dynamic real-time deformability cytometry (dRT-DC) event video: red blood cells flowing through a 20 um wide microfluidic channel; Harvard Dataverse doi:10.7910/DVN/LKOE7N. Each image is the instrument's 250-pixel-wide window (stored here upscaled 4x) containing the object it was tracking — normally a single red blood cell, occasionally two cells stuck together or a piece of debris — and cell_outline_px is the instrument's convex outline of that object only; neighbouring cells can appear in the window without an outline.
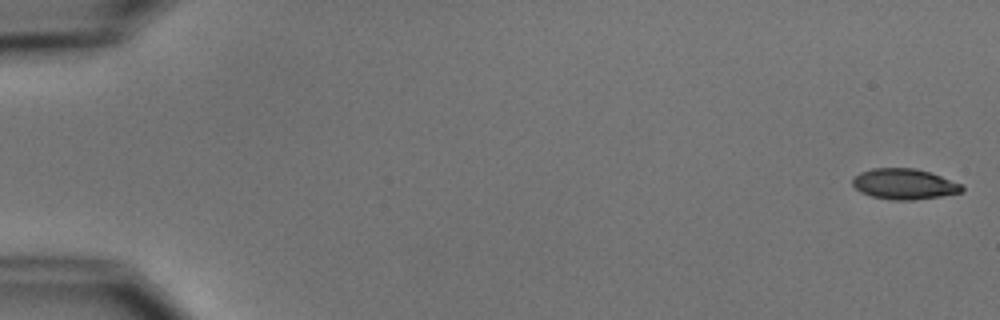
{"species": "common noctule bat (a hibernating species)", "species_latin": "Nyctalus noctula", "temperature_condition": "cold", "stored_images_in_passage": 6, "camera_frame_rate_fps": 3000, "um_per_image_px": 0.085, "animal": {"sex": "male", "body_mass_g": 15.6}, "frame": {"image": 1, "passage_image": 1, "time_ms": 0.0, "image_size_px": [1000, 320], "cell_outline_px": [[964, 192], [940, 196], [912, 200], [892, 200], [872, 196], [860, 192], [852, 184], [852, 176], [860, 172], [872, 168], [916, 168], [932, 172], [964, 184]], "centroid_in_image_um": [76.89, 15.63], "position_along_channel_um": 8.1, "area_um2": 19.88}}
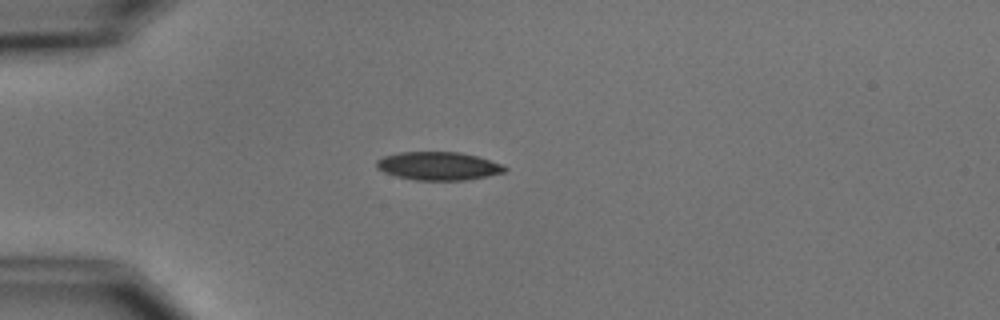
{"frame": {"image": 2, "passage_image": 5, "time_ms": 4.667, "image_size_px": [1000, 320], "cell_outline_px": [[508, 168], [504, 172], [488, 176], [468, 180], [416, 180], [396, 176], [384, 172], [376, 168], [376, 160], [384, 156], [400, 152], [460, 152], [476, 156], [504, 164]], "centroid_in_image_um": [37.28, 14.11], "position_along_channel_um": 47.7, "area_um2": 21.21}}
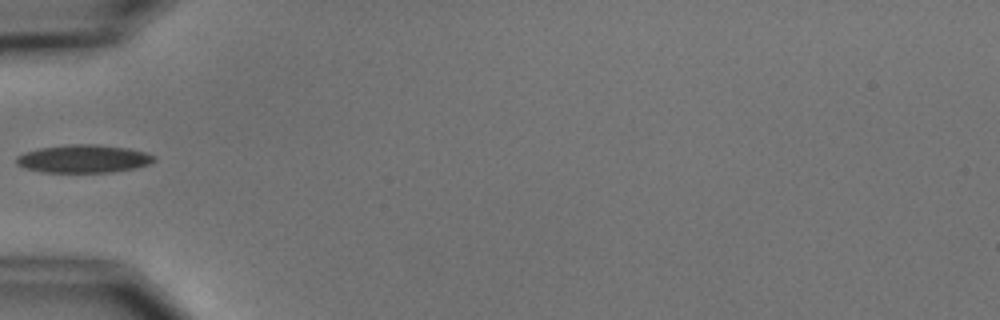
{"frame": {"image": 3, "passage_image": 6, "time_ms": 6.0, "image_size_px": [1000, 320], "cell_outline_px": [[156, 160], [148, 164], [136, 168], [112, 172], [44, 172], [24, 168], [16, 164], [16, 156], [24, 152], [40, 148], [68, 144], [100, 144], [128, 148], [148, 152], [156, 156]], "centroid_in_image_um": [7.12, 13.49], "position_along_channel_um": 77.9, "area_um2": 22.72}}